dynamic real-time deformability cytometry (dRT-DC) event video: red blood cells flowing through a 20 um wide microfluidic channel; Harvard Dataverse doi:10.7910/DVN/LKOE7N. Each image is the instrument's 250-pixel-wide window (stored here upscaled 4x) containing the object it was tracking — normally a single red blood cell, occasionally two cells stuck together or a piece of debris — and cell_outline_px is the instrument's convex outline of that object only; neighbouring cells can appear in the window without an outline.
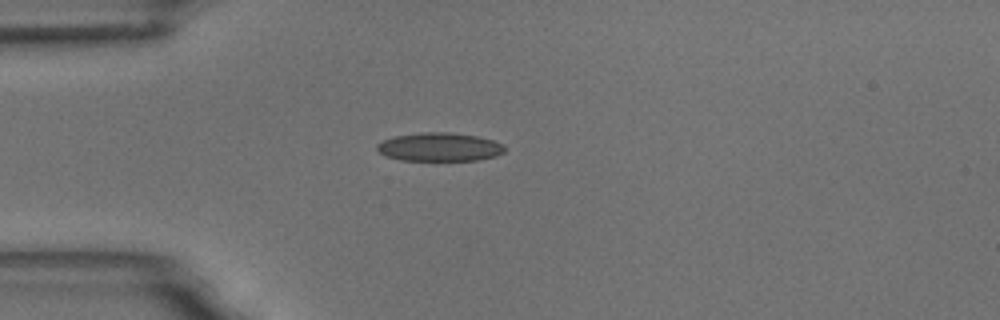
{"species": "common noctule bat (a hibernating species)", "species_latin": "Nyctalus noctula", "temperature_condition": "room temperature", "stored_images_in_passage": 43, "camera_frame_rate_fps": 3000, "um_per_image_px": 0.085, "animal": {"sex": "male", "body_mass_g": 18.8}, "frame": {"image": 1, "passage_image": 1, "time_ms": 0.0, "image_size_px": [1000, 320], "cell_outline_px": [[504, 152], [496, 156], [480, 160], [400, 160], [384, 156], [376, 148], [376, 144], [384, 140], [396, 136], [424, 132], [452, 132], [476, 136], [492, 140], [504, 144]], "centroid_in_image_um": [37.36, 12.5], "position_along_channel_um": 47.6, "area_um2": 21.21}}
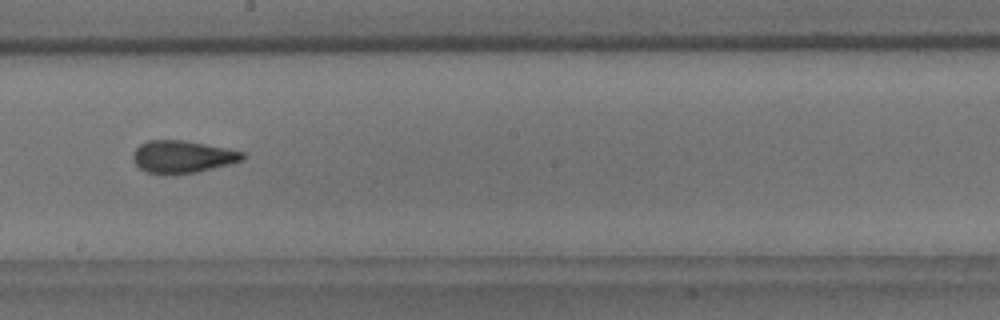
{"frame": {"image": 2, "passage_image": 18, "time_ms": 5.667, "image_size_px": [1000, 320], "cell_outline_px": [[244, 160], [196, 172], [172, 176], [164, 176], [148, 172], [140, 168], [132, 160], [132, 152], [140, 144], [148, 140], [184, 140], [228, 148], [244, 152]], "centroid_in_image_um": [15.47, 13.34], "position_along_channel_um": 232.7, "area_um2": 21.04}}
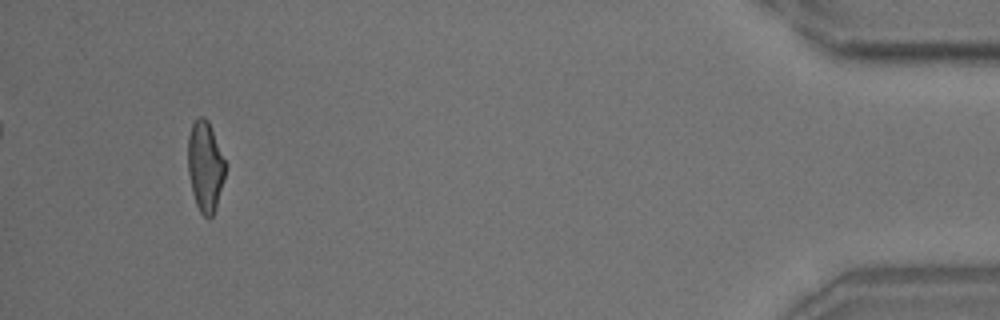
{"frame": {"image": 3, "passage_image": 40, "time_ms": 13.0, "image_size_px": [1000, 320], "cell_outline_px": [[228, 164], [224, 180], [216, 208], [212, 216], [208, 220], [200, 212], [196, 204], [192, 192], [188, 172], [188, 136], [192, 124], [200, 116], [204, 116], [208, 120]], "centroid_in_image_um": [17.47, 14.15], "position_along_channel_um": 417.7, "area_um2": 20.11}, "authors_computed_cell_mechanics": {"area_um2": 20.6346, "velocity_mm_per_s": 3.4922, "shape_relaxation_time_tau1_ms": 6.795, "shape_relaxation_time_tau2_ms": 1.8257, "deformation_change_tau1": 0.1713, "deformation_change_tau2": 0.0861}}